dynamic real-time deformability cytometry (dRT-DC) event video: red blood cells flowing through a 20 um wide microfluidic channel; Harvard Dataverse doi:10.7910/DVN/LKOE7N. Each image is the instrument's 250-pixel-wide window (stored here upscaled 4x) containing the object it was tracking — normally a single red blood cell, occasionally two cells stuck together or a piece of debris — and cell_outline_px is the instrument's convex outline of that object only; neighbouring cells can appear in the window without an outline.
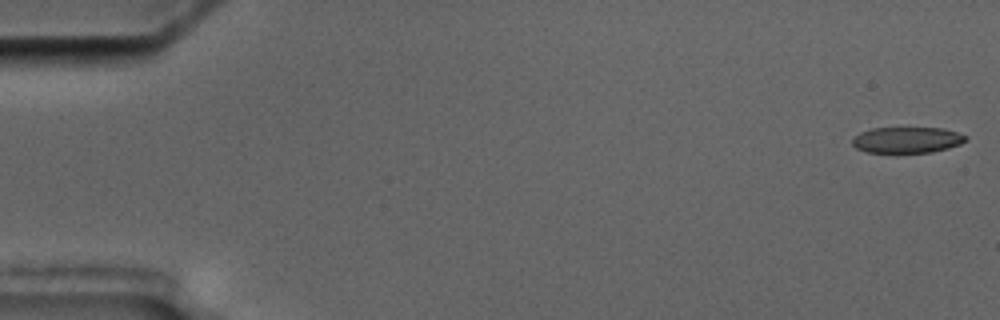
{"species": "common noctule bat (a hibernating species)", "species_latin": "Nyctalus noctula", "temperature_condition": "cold", "stored_images_in_passage": 6, "camera_frame_rate_fps": 3000, "um_per_image_px": 0.085, "animal": {"sex": "male", "body_mass_g": 17.5, "forearm_length_mm": 52.3}, "frame": {"image": 1, "passage_image": 1, "time_ms": 0.0, "image_size_px": [1000, 320], "cell_outline_px": [[968, 140], [960, 144], [948, 148], [932, 152], [896, 156], [868, 152], [856, 148], [852, 144], [852, 140], [860, 132], [872, 128], [944, 128], [968, 136]], "centroid_in_image_um": [77.09, 11.95], "position_along_channel_um": 7.9, "area_um2": 18.03}}
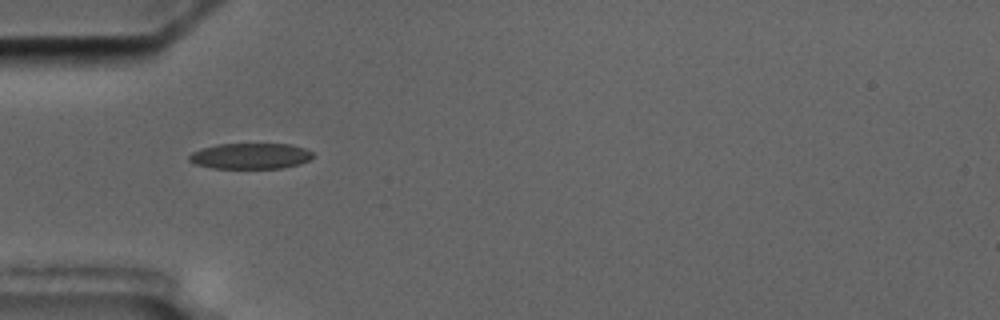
{"frame": {"image": 2, "passage_image": 5, "time_ms": 5.667, "image_size_px": [1000, 320], "cell_outline_px": [[312, 156], [308, 160], [300, 164], [280, 168], [212, 168], [196, 164], [188, 160], [188, 156], [192, 152], [200, 148], [216, 144], [292, 144], [304, 148], [312, 152]], "centroid_in_image_um": [21.25, 13.25], "position_along_channel_um": 63.7, "area_um2": 18.61}}